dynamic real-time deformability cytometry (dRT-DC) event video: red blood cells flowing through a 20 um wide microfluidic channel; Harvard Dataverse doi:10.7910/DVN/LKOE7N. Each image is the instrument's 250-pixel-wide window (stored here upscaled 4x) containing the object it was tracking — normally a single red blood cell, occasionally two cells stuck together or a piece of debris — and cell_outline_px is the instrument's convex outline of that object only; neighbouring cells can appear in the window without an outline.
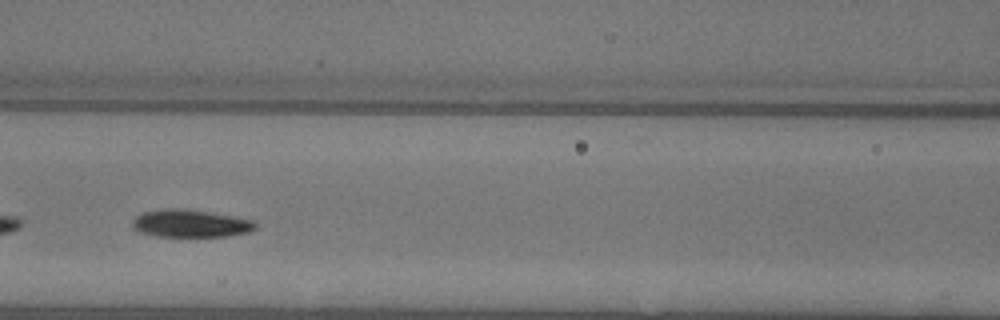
{"species": "common noctule bat (a hibernating species)", "species_latin": "Nyctalus noctula", "temperature_condition": "warm", "stored_images_in_passage": 42, "segment_of_instrument_passage": [2, 2], "camera_frame_rate_fps": 3000, "um_per_image_px": 0.085, "animal": {"sex": "female"}, "frame": {"image": 1, "passage_image": 15, "time_ms": 4.667, "image_size_px": [1000, 320], "cell_outline_px": [[256, 228], [248, 232], [228, 236], [156, 236], [140, 232], [132, 228], [132, 220], [136, 216], [144, 212], [160, 208], [184, 208], [232, 216], [252, 220], [256, 224]], "centroid_in_image_um": [16.14, 18.98], "position_along_channel_um": 150.5, "area_um2": 19.77}}
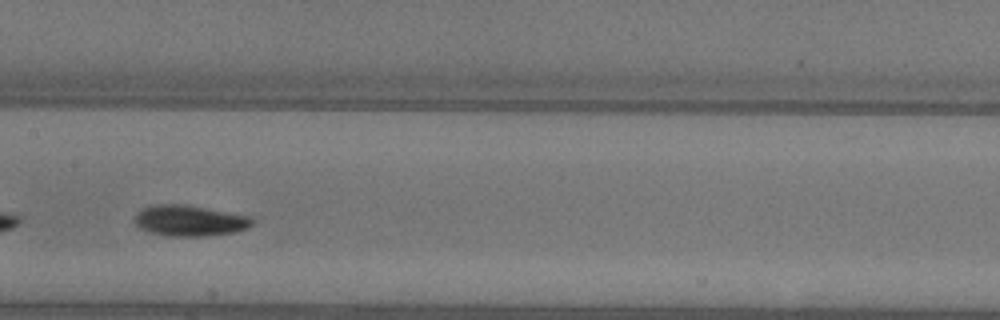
{"frame": {"image": 2, "passage_image": 18, "time_ms": 5.667, "image_size_px": [1000, 320], "cell_outline_px": [[252, 224], [248, 228], [236, 232], [204, 236], [164, 236], [148, 232], [140, 228], [136, 224], [136, 212], [144, 208], [156, 204], [188, 204], [252, 216]], "centroid_in_image_um": [16.14, 18.75], "position_along_channel_um": 191.3, "area_um2": 21.39}}
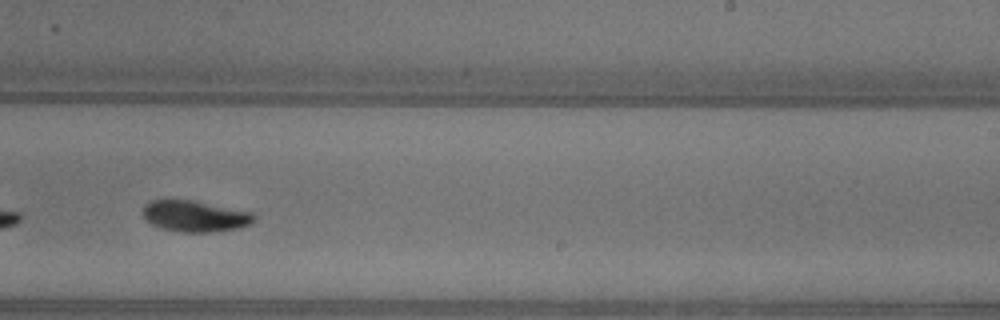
{"frame": {"image": 3, "passage_image": 24, "time_ms": 7.667, "image_size_px": [1000, 320], "cell_outline_px": [[256, 216], [248, 224], [236, 228], [212, 232], [180, 232], [160, 228], [144, 220], [144, 204], [152, 200], [192, 200], [252, 212]], "centroid_in_image_um": [16.52, 18.37], "position_along_channel_um": 272.5, "area_um2": 20.0}}